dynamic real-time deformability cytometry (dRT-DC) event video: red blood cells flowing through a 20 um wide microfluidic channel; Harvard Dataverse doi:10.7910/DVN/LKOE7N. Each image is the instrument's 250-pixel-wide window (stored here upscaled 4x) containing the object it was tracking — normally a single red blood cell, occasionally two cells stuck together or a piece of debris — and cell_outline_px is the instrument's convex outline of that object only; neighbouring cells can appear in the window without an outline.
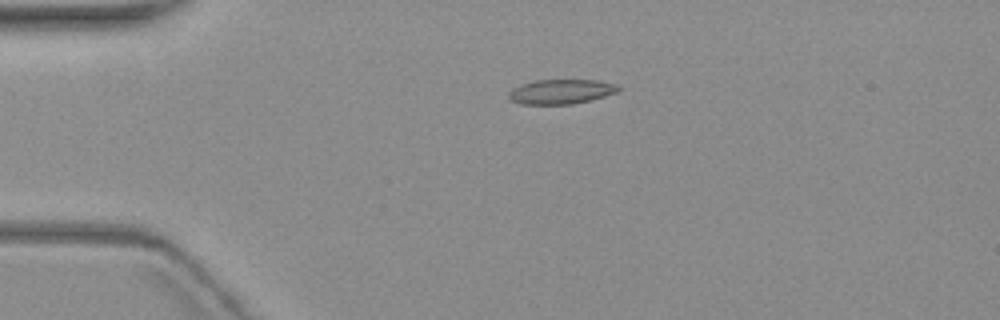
{"species": "common noctule bat (a hibernating species)", "species_latin": "Nyctalus noctula", "temperature_condition": "warm", "stored_images_in_passage": 2, "camera_frame_rate_fps": 3000, "um_per_image_px": 0.085, "animal": {"sex": "female", "body_mass_g": 19.3, "forearm_length_mm": 54.1}, "frame": {"image": 1, "passage_image": 1, "time_ms": 0.0, "image_size_px": [1000, 320], "cell_outline_px": [[620, 88], [616, 92], [604, 96], [572, 104], [520, 104], [512, 100], [508, 96], [508, 92], [512, 88], [520, 84], [536, 80], [596, 80], [616, 84]], "centroid_in_image_um": [47.64, 7.78], "position_along_channel_um": 37.4, "area_um2": 15.61}}